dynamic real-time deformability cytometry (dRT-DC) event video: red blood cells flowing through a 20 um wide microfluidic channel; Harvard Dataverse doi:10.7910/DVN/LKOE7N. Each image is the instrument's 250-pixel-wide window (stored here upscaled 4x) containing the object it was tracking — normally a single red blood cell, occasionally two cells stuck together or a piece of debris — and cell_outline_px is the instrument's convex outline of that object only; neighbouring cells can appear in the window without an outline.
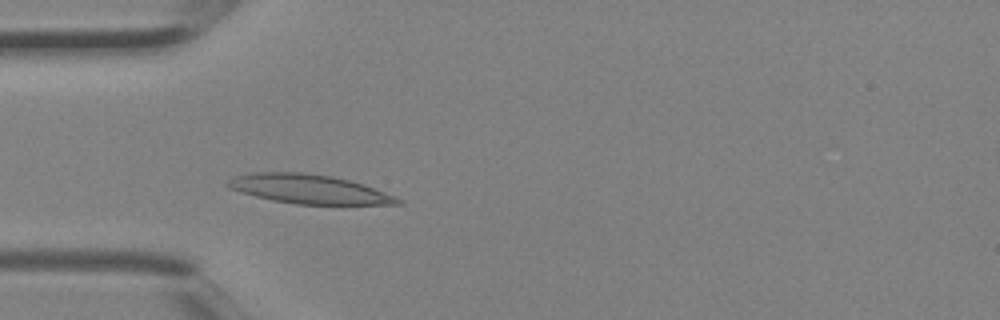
{"species": "Egyptian fruit bat (a non-hibernating species)", "species_latin": "Rousettus aegyptiacus", "temperature_condition": "room temperature", "stored_images_in_passage": 3, "camera_frame_rate_fps": 3000, "um_per_image_px": 0.085, "animal": {"sex": "female"}, "frame": {"image": 1, "passage_image": 3, "time_ms": 0.667, "image_size_px": [1000, 320], "cell_outline_px": [[404, 204], [296, 204], [272, 200], [240, 192], [228, 188], [224, 184], [232, 176], [252, 172], [300, 172], [332, 176], [364, 184], [396, 196], [404, 200]], "centroid_in_image_um": [26.24, 16.07], "position_along_channel_um": 58.8, "area_um2": 28.96}}